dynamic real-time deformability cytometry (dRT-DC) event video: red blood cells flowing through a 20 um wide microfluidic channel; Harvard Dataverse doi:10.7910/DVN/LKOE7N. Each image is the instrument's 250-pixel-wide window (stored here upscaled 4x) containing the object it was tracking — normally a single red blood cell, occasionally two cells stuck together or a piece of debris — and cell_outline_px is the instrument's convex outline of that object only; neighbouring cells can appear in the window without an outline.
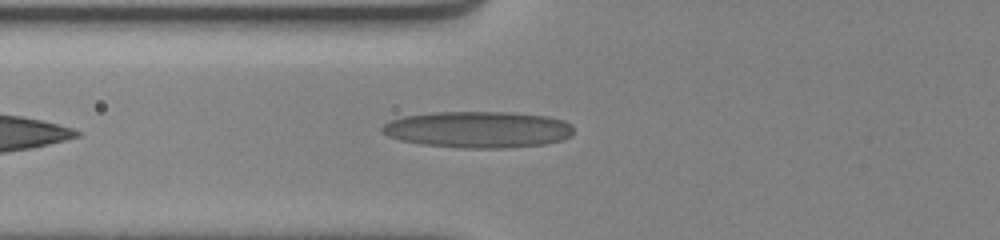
{"species": "human", "species_latin": "Homo sapiens", "temperature_condition": "cold", "stored_images_in_passage": 38, "camera_frame_rate_fps": 3000, "um_per_image_px": 0.085, "donor": {"sex": "female"}, "frame": {"image": 1, "passage_image": 3, "time_ms": 0.667, "image_size_px": [1000, 240], "cell_outline_px": [[572, 136], [560, 140], [544, 144], [504, 148], [464, 148], [420, 144], [400, 140], [388, 136], [380, 132], [380, 128], [388, 120], [404, 116], [436, 112], [512, 112], [548, 116], [564, 120], [572, 124]], "centroid_in_image_um": [40.62, 11.0], "position_along_channel_um": 85.2, "area_um2": 40.98}}
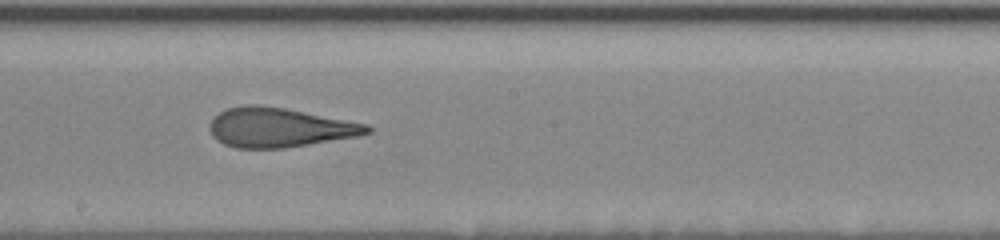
{"frame": {"image": 2, "passage_image": 15, "time_ms": 4.667, "image_size_px": [1000, 240], "cell_outline_px": [[372, 132], [360, 136], [284, 148], [236, 148], [224, 144], [216, 140], [212, 136], [208, 128], [208, 124], [220, 112], [228, 108], [248, 104], [256, 104], [284, 108], [368, 124], [372, 128]], "centroid_in_image_um": [23.74, 10.84], "position_along_channel_um": 224.5, "area_um2": 36.18}}
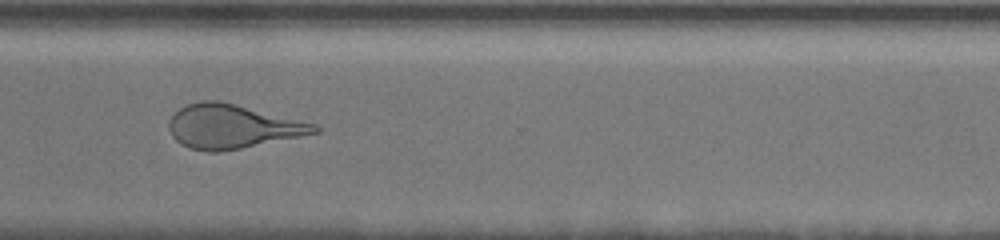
{"frame": {"image": 3, "passage_image": 26, "time_ms": 8.333, "image_size_px": [1000, 240], "cell_outline_px": [[320, 132], [240, 148], [216, 152], [208, 152], [188, 148], [180, 144], [172, 136], [168, 128], [168, 120], [184, 104], [200, 100], [220, 100], [316, 124], [320, 128]], "centroid_in_image_um": [19.69, 10.74], "position_along_channel_um": 350.9, "area_um2": 37.22}, "authors_computed_cell_mechanics": {"area_um2": 37.3388, "velocity_mm_per_s": 3.459, "shape_relaxation_time_tau1_ms": 8.4897, "shape_relaxation_time_tau2_ms": 1.4524, "deformation_change_tau1": 0.2413, "deformation_change_tau2": 0.1061}}